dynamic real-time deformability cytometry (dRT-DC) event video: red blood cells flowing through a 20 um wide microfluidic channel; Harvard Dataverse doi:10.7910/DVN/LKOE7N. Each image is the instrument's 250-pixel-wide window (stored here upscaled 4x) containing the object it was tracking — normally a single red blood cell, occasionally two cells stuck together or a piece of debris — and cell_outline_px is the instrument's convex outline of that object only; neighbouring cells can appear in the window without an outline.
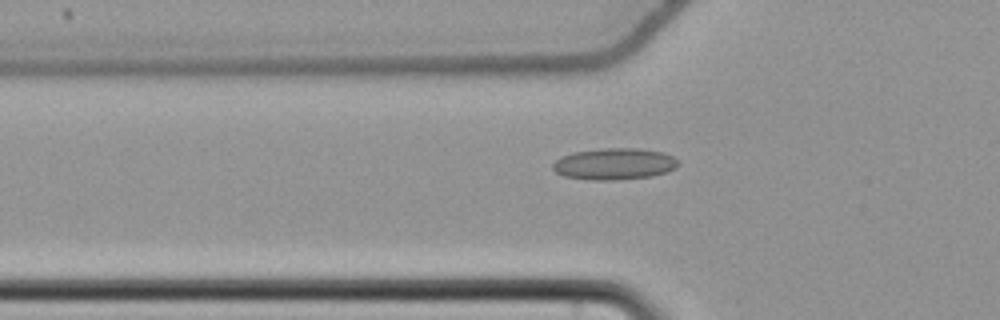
{"species": "common noctule bat (a hibernating species)", "species_latin": "Nyctalus noctula", "temperature_condition": "cold", "stored_images_in_passage": 57, "camera_frame_rate_fps": 3000, "um_per_image_px": 0.085, "animal": {"sex": "female", "body_mass_g": 22.7, "forearm_length_mm": 54.2}, "frame": {"image": 1, "passage_image": 20, "time_ms": 6.333, "image_size_px": [1000, 320], "cell_outline_px": [[680, 164], [676, 168], [668, 172], [652, 176], [616, 180], [592, 180], [564, 176], [556, 172], [552, 168], [552, 164], [560, 156], [572, 152], [604, 148], [640, 148], [664, 152], [672, 156]], "centroid_in_image_um": [52.23, 13.93], "position_along_channel_um": 73.6, "area_um2": 23.29}}
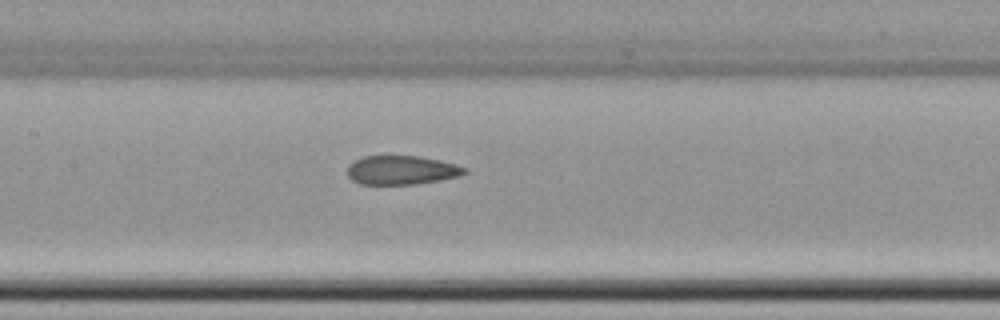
{"frame": {"image": 2, "passage_image": 28, "time_ms": 9.0, "image_size_px": [1000, 320], "cell_outline_px": [[468, 172], [460, 176], [440, 180], [416, 184], [360, 184], [352, 180], [348, 176], [348, 164], [364, 156], [420, 156], [440, 160], [456, 164], [468, 168]], "centroid_in_image_um": [34.17, 14.46], "position_along_channel_um": 173.2, "area_um2": 19.88}}
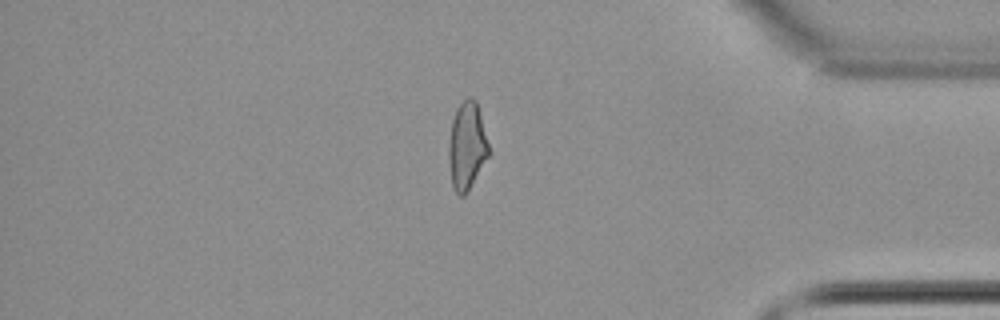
{"frame": {"image": 3, "passage_image": 48, "time_ms": 15.667, "image_size_px": [1000, 320], "cell_outline_px": [[492, 152], [468, 192], [464, 196], [460, 196], [452, 188], [448, 156], [448, 144], [452, 120], [456, 108], [468, 96], [472, 96], [476, 100]], "centroid_in_image_um": [39.71, 12.42], "position_along_channel_um": 395.5, "area_um2": 21.04}, "authors_computed_cell_mechanics": {"area_um2": 21.5594, "velocity_mm_per_s": 3.7444, "shape_relaxation_time_tau1_ms": null, "shape_relaxation_time_tau2_ms": 2.7473, "deformation_change_tau1": null, "deformation_change_tau2": 0.0922}}